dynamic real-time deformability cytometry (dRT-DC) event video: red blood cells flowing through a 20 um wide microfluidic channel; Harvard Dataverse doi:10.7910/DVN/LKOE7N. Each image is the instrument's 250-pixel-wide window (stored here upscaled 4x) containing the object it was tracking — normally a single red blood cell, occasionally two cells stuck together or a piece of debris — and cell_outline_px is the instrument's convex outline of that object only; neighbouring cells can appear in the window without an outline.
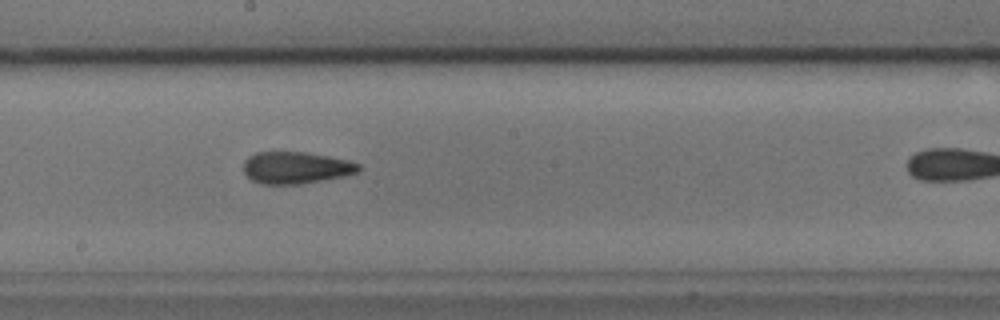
{"species": "common noctule bat (a hibernating species)", "species_latin": "Nyctalus noctula", "temperature_condition": "cold", "stored_images_in_passage": 33, "camera_frame_rate_fps": 3000, "um_per_image_px": 0.085, "animal": {"sex": "male", "body_mass_g": 17.9, "forearm_length_mm": 54.2}, "frame": {"image": 1, "passage_image": 19, "time_ms": 6.0, "image_size_px": [1000, 320], "cell_outline_px": [[360, 172], [344, 176], [300, 184], [260, 184], [252, 180], [244, 172], [244, 160], [248, 156], [256, 152], [308, 152], [348, 160], [360, 164]], "centroid_in_image_um": [25.16, 14.25], "position_along_channel_um": 223.0, "area_um2": 21.5}}